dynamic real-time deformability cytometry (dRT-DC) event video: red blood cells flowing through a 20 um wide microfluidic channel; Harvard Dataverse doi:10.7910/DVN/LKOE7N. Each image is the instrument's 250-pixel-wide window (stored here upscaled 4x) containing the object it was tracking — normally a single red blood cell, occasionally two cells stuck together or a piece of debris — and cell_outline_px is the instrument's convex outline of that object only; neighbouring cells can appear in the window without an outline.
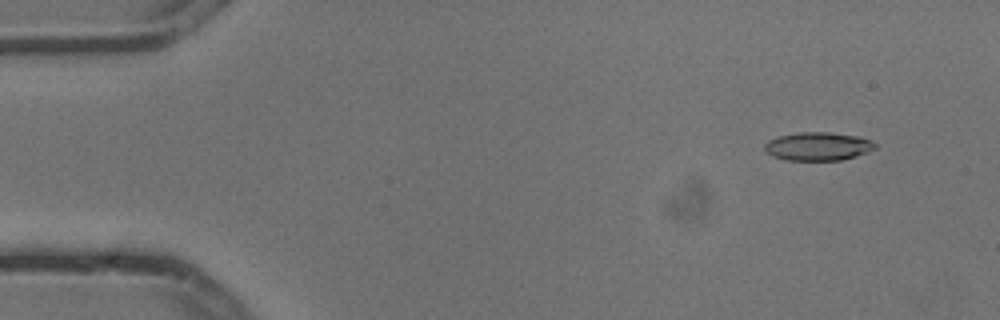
{"species": "common noctule bat (a hibernating species)", "species_latin": "Nyctalus noctula", "temperature_condition": "cold", "stored_images_in_passage": 6, "camera_frame_rate_fps": 3000, "um_per_image_px": 0.085, "animal": {"sex": "male", "body_mass_g": 13.3}, "frame": {"image": 1, "passage_image": 2, "time_ms": 0.333, "image_size_px": [1000, 320], "cell_outline_px": [[876, 148], [868, 152], [856, 156], [840, 160], [784, 160], [772, 156], [764, 148], [764, 144], [768, 140], [776, 136], [800, 132], [828, 132], [860, 136], [872, 140], [876, 144]], "centroid_in_image_um": [69.53, 12.43], "position_along_channel_um": 15.5, "area_um2": 18.44}}
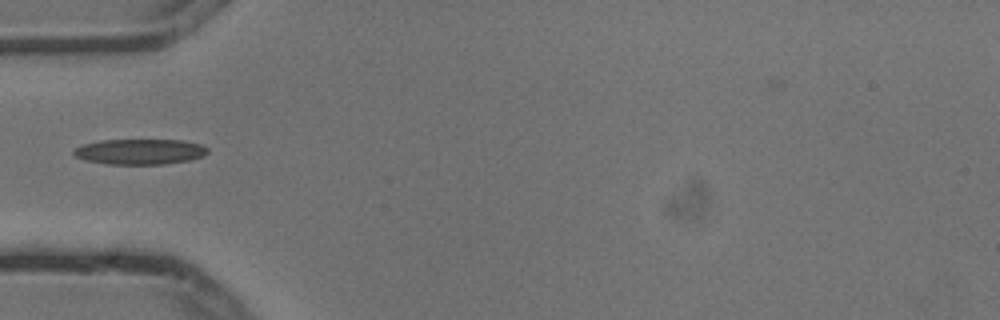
{"frame": {"image": 2, "passage_image": 5, "time_ms": 1.333, "image_size_px": [1000, 320], "cell_outline_px": [[208, 152], [204, 156], [188, 160], [164, 164], [108, 164], [88, 160], [76, 156], [72, 152], [72, 148], [80, 144], [100, 140], [184, 140], [200, 144], [208, 148]], "centroid_in_image_um": [11.87, 12.88], "position_along_channel_um": 73.1, "area_um2": 19.94}}
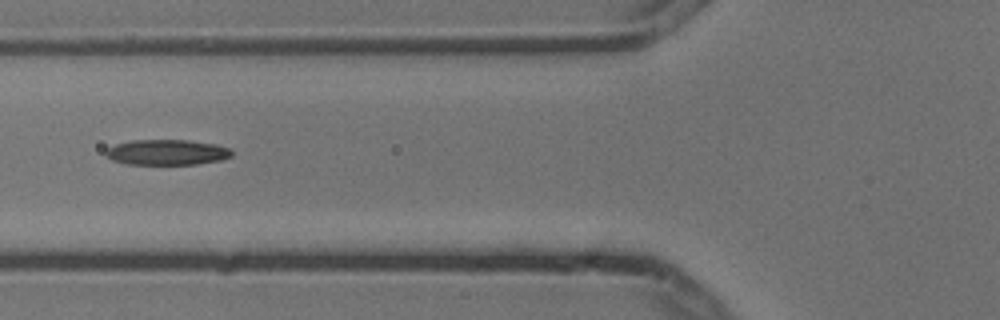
{"frame": {"image": 3, "passage_image": 6, "time_ms": 1.667, "image_size_px": [1000, 320], "cell_outline_px": [[232, 156], [220, 160], [196, 164], [124, 164], [112, 160], [104, 156], [104, 152], [108, 148], [116, 144], [132, 140], [188, 140], [216, 144], [228, 148], [232, 152]], "centroid_in_image_um": [14.15, 12.94], "position_along_channel_um": 111.7, "area_um2": 18.73}}